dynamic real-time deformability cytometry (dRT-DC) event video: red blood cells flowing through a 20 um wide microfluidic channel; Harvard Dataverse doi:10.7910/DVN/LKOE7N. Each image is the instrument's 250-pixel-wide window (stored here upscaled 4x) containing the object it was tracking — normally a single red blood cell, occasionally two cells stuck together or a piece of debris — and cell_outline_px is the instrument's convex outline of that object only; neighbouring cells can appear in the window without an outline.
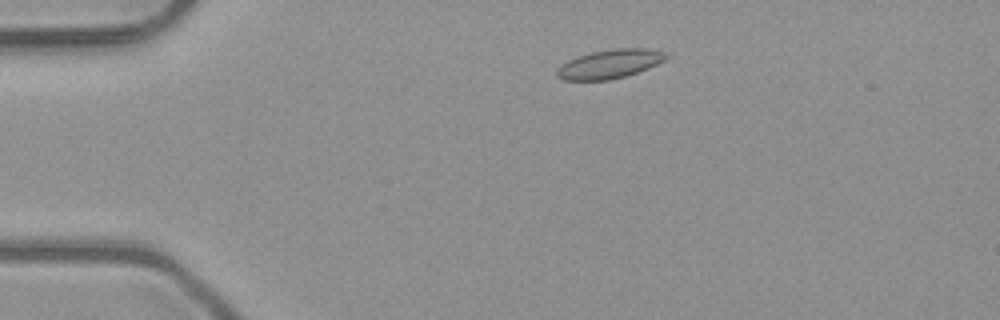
{"species": "common noctule bat (a hibernating species)", "species_latin": "Nyctalus noctula", "temperature_condition": "room temperature", "stored_images_in_passage": 4, "camera_frame_rate_fps": 3000, "um_per_image_px": 0.085, "animal": {"sex": "male", "body_mass_g": 23.1, "forearm_length_mm": 52.7}, "frame": {"image": 1, "passage_image": 2, "time_ms": 0.333, "image_size_px": [1000, 320], "cell_outline_px": [[672, 56], [648, 68], [624, 76], [608, 80], [564, 80], [556, 76], [556, 68], [560, 64], [576, 56], [592, 52], [612, 48], [648, 48], [664, 52]], "centroid_in_image_um": [51.8, 5.42], "position_along_channel_um": 33.2, "area_um2": 18.5}}
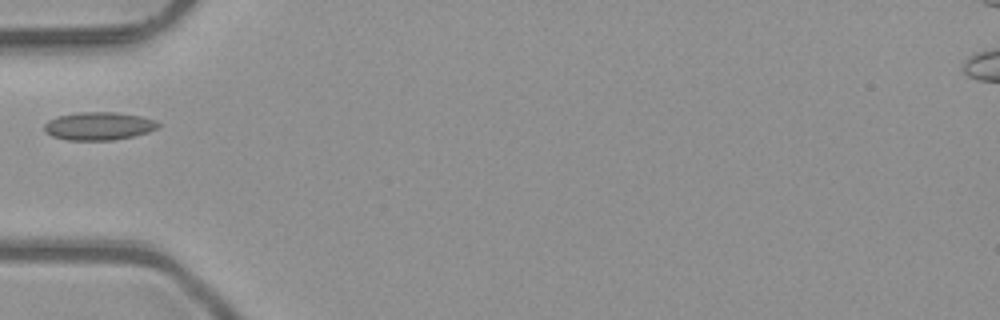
{"frame": {"image": 2, "passage_image": 4, "time_ms": 1.0, "image_size_px": [1000, 320], "cell_outline_px": [[160, 124], [156, 128], [148, 132], [132, 136], [112, 140], [68, 140], [52, 136], [44, 132], [44, 124], [48, 120], [56, 116], [80, 112], [116, 112], [140, 116], [156, 120]], "centroid_in_image_um": [8.36, 10.71], "position_along_channel_um": 76.6, "area_um2": 18.61}}